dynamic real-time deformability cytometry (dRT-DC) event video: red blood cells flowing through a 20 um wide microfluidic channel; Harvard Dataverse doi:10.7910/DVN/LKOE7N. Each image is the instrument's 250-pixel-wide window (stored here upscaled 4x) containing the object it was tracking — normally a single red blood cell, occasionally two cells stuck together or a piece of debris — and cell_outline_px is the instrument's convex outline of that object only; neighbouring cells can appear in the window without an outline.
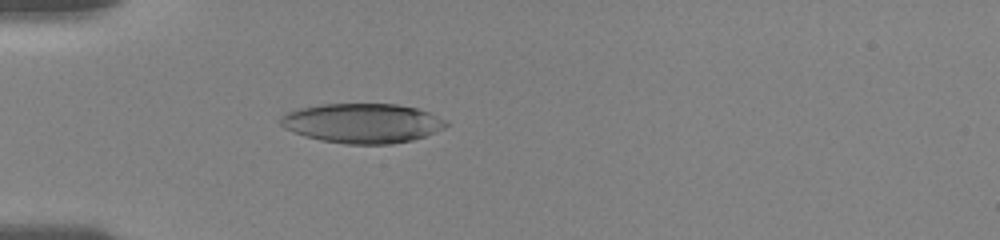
{"species": "human", "species_latin": "Homo sapiens", "temperature_condition": "room temperature", "stored_images_in_passage": 5, "camera_frame_rate_fps": 3000, "um_per_image_px": 0.085, "donor": {"sex": "female"}, "frame": {"image": 1, "passage_image": 5, "time_ms": 4.667, "image_size_px": [1000, 240], "cell_outline_px": [[448, 124], [444, 128], [424, 136], [412, 140], [392, 144], [344, 144], [320, 140], [304, 136], [284, 128], [280, 124], [280, 116], [284, 112], [300, 108], [324, 104], [396, 104], [416, 108], [428, 112], [448, 120]], "centroid_in_image_um": [30.78, 10.47], "position_along_channel_um": 54.2, "area_um2": 38.32}}